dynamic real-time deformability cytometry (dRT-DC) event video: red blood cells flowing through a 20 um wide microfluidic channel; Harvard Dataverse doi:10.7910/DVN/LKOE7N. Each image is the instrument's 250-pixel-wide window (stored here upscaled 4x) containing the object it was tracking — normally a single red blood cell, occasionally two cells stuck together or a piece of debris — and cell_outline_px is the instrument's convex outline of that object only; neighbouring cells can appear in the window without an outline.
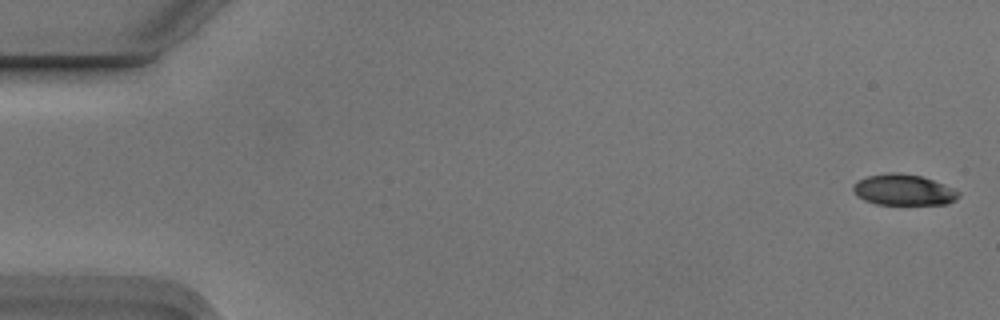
{"species": "Egyptian fruit bat (a non-hibernating species)", "species_latin": "Rousettus aegyptiacus", "temperature_condition": "cold", "stored_images_in_passage": 5, "camera_frame_rate_fps": 3000, "um_per_image_px": 0.085, "animal": {"sex": "male"}, "frame": {"image": 1, "passage_image": 1, "time_ms": 0.0, "image_size_px": [1000, 320], "cell_outline_px": [[960, 196], [956, 200], [948, 204], [876, 204], [864, 200], [856, 196], [852, 188], [860, 180], [868, 176], [888, 172], [896, 172], [920, 176], [932, 180], [952, 188], [960, 192]], "centroid_in_image_um": [76.81, 16.15], "position_along_channel_um": 8.2, "area_um2": 18.84}}
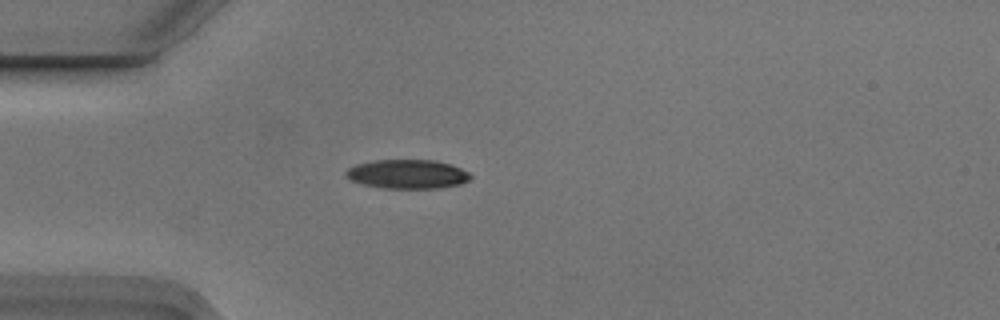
{"frame": {"image": 2, "passage_image": 5, "time_ms": 1.333, "image_size_px": [1000, 320], "cell_outline_px": [[472, 176], [468, 180], [460, 184], [440, 188], [380, 188], [360, 184], [344, 176], [344, 172], [348, 168], [356, 164], [372, 160], [436, 160], [452, 164], [468, 172]], "centroid_in_image_um": [34.6, 14.8], "position_along_channel_um": 50.4, "area_um2": 21.33}}